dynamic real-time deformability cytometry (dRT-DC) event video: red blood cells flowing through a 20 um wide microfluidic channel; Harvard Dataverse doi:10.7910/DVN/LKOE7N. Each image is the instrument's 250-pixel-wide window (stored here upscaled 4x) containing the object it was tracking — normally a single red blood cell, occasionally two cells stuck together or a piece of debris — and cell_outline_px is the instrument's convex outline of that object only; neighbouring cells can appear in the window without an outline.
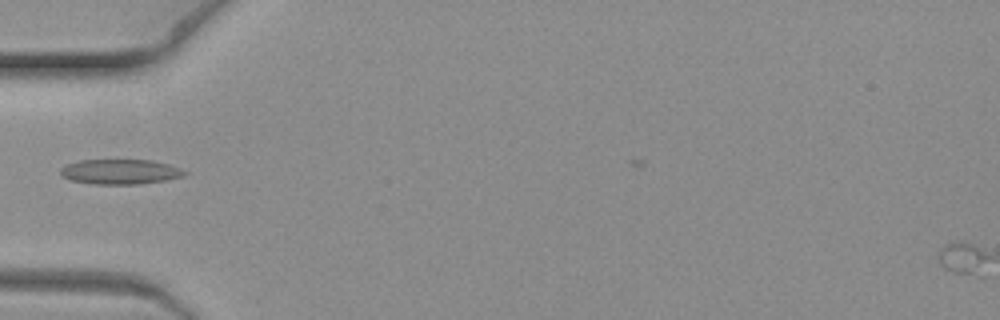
{"species": "common noctule bat (a hibernating species)", "species_latin": "Nyctalus noctula", "temperature_condition": "warm", "stored_images_in_passage": 4, "camera_frame_rate_fps": 3000, "um_per_image_px": 0.085, "animal": {"sex": "female", "body_mass_g": 19.3, "forearm_length_mm": 54.1}, "frame": {"image": 1, "passage_image": 2, "time_ms": 0.333, "image_size_px": [1000, 320], "cell_outline_px": [[188, 172], [184, 176], [164, 180], [140, 184], [92, 184], [68, 180], [60, 176], [60, 168], [68, 164], [80, 160], [152, 160], [168, 164], [180, 168]], "centroid_in_image_um": [10.18, 14.6], "position_along_channel_um": 74.8, "area_um2": 18.15}}
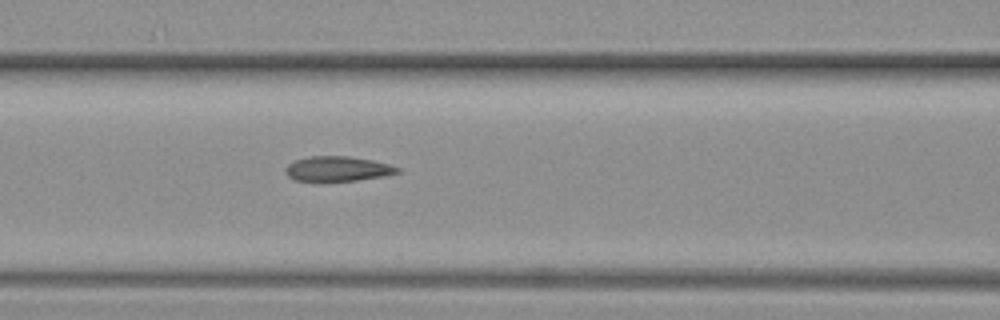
{"frame": {"image": 2, "passage_image": 4, "time_ms": 1.0, "image_size_px": [1000, 320], "cell_outline_px": [[400, 172], [384, 176], [356, 180], [296, 180], [288, 176], [284, 172], [284, 168], [288, 164], [296, 160], [308, 156], [348, 156], [372, 160], [388, 164], [400, 168]], "centroid_in_image_um": [28.69, 14.33], "position_along_channel_um": 137.9, "area_um2": 16.01}}